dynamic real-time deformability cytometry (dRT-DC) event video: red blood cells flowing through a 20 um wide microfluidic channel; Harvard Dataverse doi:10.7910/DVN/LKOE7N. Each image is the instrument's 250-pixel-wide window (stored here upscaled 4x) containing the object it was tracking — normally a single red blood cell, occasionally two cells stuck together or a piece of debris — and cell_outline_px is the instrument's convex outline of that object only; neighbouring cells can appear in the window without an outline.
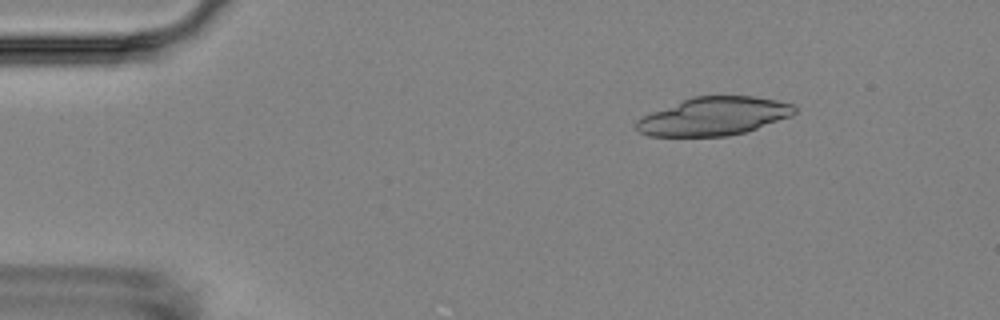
{"species": "Egyptian fruit bat (a non-hibernating species)", "species_latin": "Rousettus aegyptiacus", "temperature_condition": "room temperature", "stored_images_in_passage": 5, "camera_frame_rate_fps": 3000, "um_per_image_px": 0.085, "animal": {"sex": "female"}, "frame": {"image": 1, "passage_image": 5, "time_ms": 4.667, "image_size_px": [1000, 320], "cell_outline_px": [[796, 112], [792, 116], [744, 132], [728, 136], [648, 136], [640, 132], [636, 128], [636, 120], [652, 112], [692, 96], [752, 96], [776, 100], [792, 104], [796, 108]], "centroid_in_image_um": [60.68, 9.88], "position_along_channel_um": 24.3, "area_um2": 34.97}}